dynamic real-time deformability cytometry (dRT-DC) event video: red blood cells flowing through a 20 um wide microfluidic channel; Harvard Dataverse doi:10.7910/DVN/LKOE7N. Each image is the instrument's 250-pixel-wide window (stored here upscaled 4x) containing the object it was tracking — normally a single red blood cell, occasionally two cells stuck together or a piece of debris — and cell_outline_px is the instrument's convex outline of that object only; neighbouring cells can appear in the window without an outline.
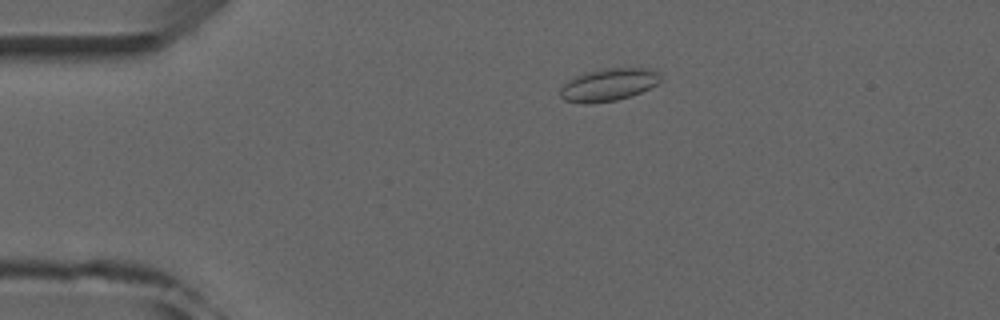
{"species": "common noctule bat (a hibernating species)", "species_latin": "Nyctalus noctula", "temperature_condition": "room temperature", "stored_images_in_passage": 7, "camera_frame_rate_fps": 3000, "um_per_image_px": 0.085, "animal": {"sex": "male", "forearm_length_mm": 52.5}, "frame": {"image": 1, "passage_image": 3, "time_ms": 2.333, "image_size_px": [1000, 320], "cell_outline_px": [[660, 80], [656, 84], [640, 92], [616, 100], [588, 104], [584, 104], [564, 100], [560, 96], [560, 88], [564, 84], [576, 76], [584, 72], [604, 68], [648, 68], [660, 72]], "centroid_in_image_um": [51.7, 7.19], "position_along_channel_um": 33.3, "area_um2": 18.9}}
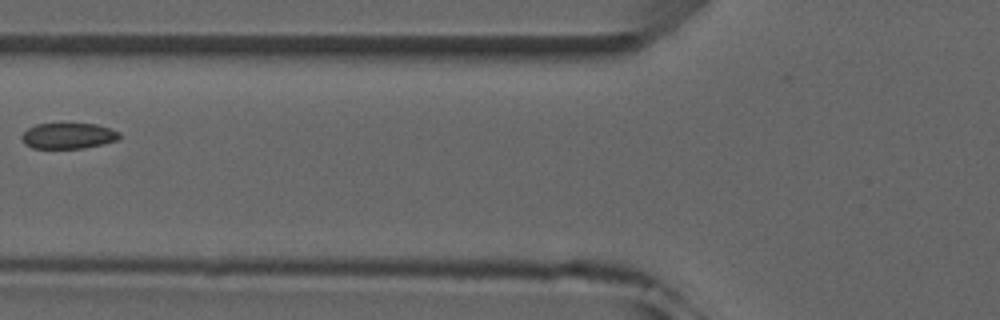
{"frame": {"image": 2, "passage_image": 6, "time_ms": 5.667, "image_size_px": [1000, 320], "cell_outline_px": [[120, 136], [116, 140], [84, 148], [32, 148], [24, 144], [20, 136], [28, 128], [36, 124], [96, 124], [120, 132]], "centroid_in_image_um": [5.75, 11.55], "position_along_channel_um": 120.0, "area_um2": 14.51}}
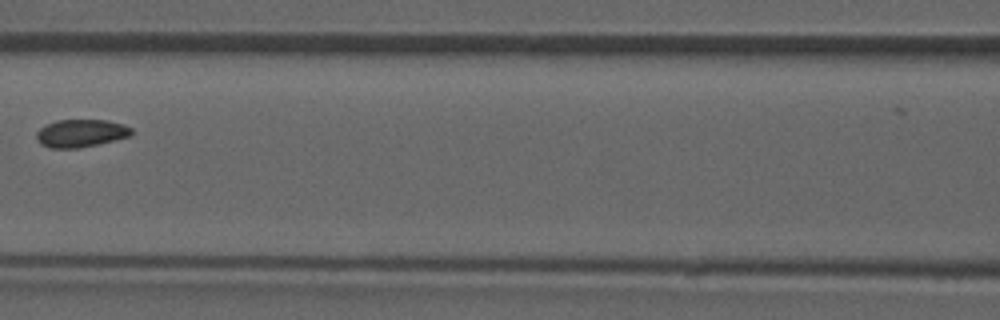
{"frame": {"image": 3, "passage_image": 7, "time_ms": 6.667, "image_size_px": [1000, 320], "cell_outline_px": [[132, 136], [80, 148], [48, 148], [40, 144], [36, 140], [36, 132], [40, 128], [56, 120], [108, 120], [124, 124], [132, 128]], "centroid_in_image_um": [6.87, 11.33], "position_along_channel_um": 159.7, "area_um2": 15.55}}